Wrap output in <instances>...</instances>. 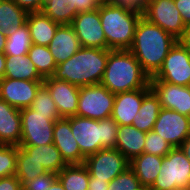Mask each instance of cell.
I'll return each mask as SVG.
<instances>
[{
  "label": "cell",
  "mask_w": 190,
  "mask_h": 190,
  "mask_svg": "<svg viewBox=\"0 0 190 190\" xmlns=\"http://www.w3.org/2000/svg\"><path fill=\"white\" fill-rule=\"evenodd\" d=\"M93 0H45L42 12L52 21L61 24H71L79 12L97 9Z\"/></svg>",
  "instance_id": "e0dca14e"
},
{
  "label": "cell",
  "mask_w": 190,
  "mask_h": 190,
  "mask_svg": "<svg viewBox=\"0 0 190 190\" xmlns=\"http://www.w3.org/2000/svg\"><path fill=\"white\" fill-rule=\"evenodd\" d=\"M109 182L101 180L96 177H90L88 183V190H107Z\"/></svg>",
  "instance_id": "b9f144b4"
},
{
  "label": "cell",
  "mask_w": 190,
  "mask_h": 190,
  "mask_svg": "<svg viewBox=\"0 0 190 190\" xmlns=\"http://www.w3.org/2000/svg\"><path fill=\"white\" fill-rule=\"evenodd\" d=\"M7 36L6 33L0 30V53H4V48L6 45Z\"/></svg>",
  "instance_id": "bcb514c9"
},
{
  "label": "cell",
  "mask_w": 190,
  "mask_h": 190,
  "mask_svg": "<svg viewBox=\"0 0 190 190\" xmlns=\"http://www.w3.org/2000/svg\"><path fill=\"white\" fill-rule=\"evenodd\" d=\"M56 179L57 174L47 171L34 179L28 180L22 187L23 190H49Z\"/></svg>",
  "instance_id": "8d00e7d4"
},
{
  "label": "cell",
  "mask_w": 190,
  "mask_h": 190,
  "mask_svg": "<svg viewBox=\"0 0 190 190\" xmlns=\"http://www.w3.org/2000/svg\"><path fill=\"white\" fill-rule=\"evenodd\" d=\"M3 78L44 81V78L39 74L28 55H6L5 73Z\"/></svg>",
  "instance_id": "d4e9b609"
},
{
  "label": "cell",
  "mask_w": 190,
  "mask_h": 190,
  "mask_svg": "<svg viewBox=\"0 0 190 190\" xmlns=\"http://www.w3.org/2000/svg\"><path fill=\"white\" fill-rule=\"evenodd\" d=\"M82 47L106 49L99 10L79 12L70 24Z\"/></svg>",
  "instance_id": "4fadbf2b"
},
{
  "label": "cell",
  "mask_w": 190,
  "mask_h": 190,
  "mask_svg": "<svg viewBox=\"0 0 190 190\" xmlns=\"http://www.w3.org/2000/svg\"><path fill=\"white\" fill-rule=\"evenodd\" d=\"M53 144L60 151L67 165L84 163L85 157L81 154L79 145L70 128V117L55 121Z\"/></svg>",
  "instance_id": "ac0fdd59"
},
{
  "label": "cell",
  "mask_w": 190,
  "mask_h": 190,
  "mask_svg": "<svg viewBox=\"0 0 190 190\" xmlns=\"http://www.w3.org/2000/svg\"><path fill=\"white\" fill-rule=\"evenodd\" d=\"M49 190H65L62 183L57 178L52 185L50 186Z\"/></svg>",
  "instance_id": "7dc6e473"
},
{
  "label": "cell",
  "mask_w": 190,
  "mask_h": 190,
  "mask_svg": "<svg viewBox=\"0 0 190 190\" xmlns=\"http://www.w3.org/2000/svg\"><path fill=\"white\" fill-rule=\"evenodd\" d=\"M176 42L177 39L174 36L141 16L129 51L151 78L159 71Z\"/></svg>",
  "instance_id": "6da1fadb"
},
{
  "label": "cell",
  "mask_w": 190,
  "mask_h": 190,
  "mask_svg": "<svg viewBox=\"0 0 190 190\" xmlns=\"http://www.w3.org/2000/svg\"><path fill=\"white\" fill-rule=\"evenodd\" d=\"M21 141L19 146H41L53 143L55 121L30 107L20 110Z\"/></svg>",
  "instance_id": "ba28073f"
},
{
  "label": "cell",
  "mask_w": 190,
  "mask_h": 190,
  "mask_svg": "<svg viewBox=\"0 0 190 190\" xmlns=\"http://www.w3.org/2000/svg\"><path fill=\"white\" fill-rule=\"evenodd\" d=\"M184 24L190 23V0H174Z\"/></svg>",
  "instance_id": "60d3db41"
},
{
  "label": "cell",
  "mask_w": 190,
  "mask_h": 190,
  "mask_svg": "<svg viewBox=\"0 0 190 190\" xmlns=\"http://www.w3.org/2000/svg\"><path fill=\"white\" fill-rule=\"evenodd\" d=\"M181 150L186 155L187 159L190 161V136H188L180 146Z\"/></svg>",
  "instance_id": "ee69618b"
},
{
  "label": "cell",
  "mask_w": 190,
  "mask_h": 190,
  "mask_svg": "<svg viewBox=\"0 0 190 190\" xmlns=\"http://www.w3.org/2000/svg\"><path fill=\"white\" fill-rule=\"evenodd\" d=\"M177 41L190 51V23L185 25L183 33Z\"/></svg>",
  "instance_id": "7bdbcfd3"
},
{
  "label": "cell",
  "mask_w": 190,
  "mask_h": 190,
  "mask_svg": "<svg viewBox=\"0 0 190 190\" xmlns=\"http://www.w3.org/2000/svg\"><path fill=\"white\" fill-rule=\"evenodd\" d=\"M150 80L190 86V51L177 41L170 49L159 71Z\"/></svg>",
  "instance_id": "9c48e42d"
},
{
  "label": "cell",
  "mask_w": 190,
  "mask_h": 190,
  "mask_svg": "<svg viewBox=\"0 0 190 190\" xmlns=\"http://www.w3.org/2000/svg\"><path fill=\"white\" fill-rule=\"evenodd\" d=\"M107 190H146L129 167L109 182Z\"/></svg>",
  "instance_id": "836d02e7"
},
{
  "label": "cell",
  "mask_w": 190,
  "mask_h": 190,
  "mask_svg": "<svg viewBox=\"0 0 190 190\" xmlns=\"http://www.w3.org/2000/svg\"><path fill=\"white\" fill-rule=\"evenodd\" d=\"M118 127L112 117L99 121L77 115L70 117L72 134L85 158L101 149L115 148Z\"/></svg>",
  "instance_id": "277c9868"
},
{
  "label": "cell",
  "mask_w": 190,
  "mask_h": 190,
  "mask_svg": "<svg viewBox=\"0 0 190 190\" xmlns=\"http://www.w3.org/2000/svg\"><path fill=\"white\" fill-rule=\"evenodd\" d=\"M20 8L27 12L41 11L45 0H13Z\"/></svg>",
  "instance_id": "ab89813d"
},
{
  "label": "cell",
  "mask_w": 190,
  "mask_h": 190,
  "mask_svg": "<svg viewBox=\"0 0 190 190\" xmlns=\"http://www.w3.org/2000/svg\"><path fill=\"white\" fill-rule=\"evenodd\" d=\"M57 178L65 190H88L90 174L84 164L66 165Z\"/></svg>",
  "instance_id": "f1b7e54d"
},
{
  "label": "cell",
  "mask_w": 190,
  "mask_h": 190,
  "mask_svg": "<svg viewBox=\"0 0 190 190\" xmlns=\"http://www.w3.org/2000/svg\"><path fill=\"white\" fill-rule=\"evenodd\" d=\"M173 190H190V187H185V188H176V189H173Z\"/></svg>",
  "instance_id": "681fc988"
},
{
  "label": "cell",
  "mask_w": 190,
  "mask_h": 190,
  "mask_svg": "<svg viewBox=\"0 0 190 190\" xmlns=\"http://www.w3.org/2000/svg\"><path fill=\"white\" fill-rule=\"evenodd\" d=\"M43 84L49 90L61 118L77 115L80 87L54 77L44 78Z\"/></svg>",
  "instance_id": "2e32d148"
},
{
  "label": "cell",
  "mask_w": 190,
  "mask_h": 190,
  "mask_svg": "<svg viewBox=\"0 0 190 190\" xmlns=\"http://www.w3.org/2000/svg\"><path fill=\"white\" fill-rule=\"evenodd\" d=\"M109 49L81 47L72 57L56 66L52 77L81 86L100 84Z\"/></svg>",
  "instance_id": "7a4b0ae2"
},
{
  "label": "cell",
  "mask_w": 190,
  "mask_h": 190,
  "mask_svg": "<svg viewBox=\"0 0 190 190\" xmlns=\"http://www.w3.org/2000/svg\"><path fill=\"white\" fill-rule=\"evenodd\" d=\"M32 158L43 165L48 172L59 173L67 165L60 151L51 143L41 146H20Z\"/></svg>",
  "instance_id": "484cf974"
},
{
  "label": "cell",
  "mask_w": 190,
  "mask_h": 190,
  "mask_svg": "<svg viewBox=\"0 0 190 190\" xmlns=\"http://www.w3.org/2000/svg\"><path fill=\"white\" fill-rule=\"evenodd\" d=\"M149 86L162 108L190 117V86H179L161 80H150Z\"/></svg>",
  "instance_id": "5bb4252c"
},
{
  "label": "cell",
  "mask_w": 190,
  "mask_h": 190,
  "mask_svg": "<svg viewBox=\"0 0 190 190\" xmlns=\"http://www.w3.org/2000/svg\"><path fill=\"white\" fill-rule=\"evenodd\" d=\"M28 56L43 78L52 77L54 75L57 64L55 63L48 46L32 44L28 51Z\"/></svg>",
  "instance_id": "4dcf8cb0"
},
{
  "label": "cell",
  "mask_w": 190,
  "mask_h": 190,
  "mask_svg": "<svg viewBox=\"0 0 190 190\" xmlns=\"http://www.w3.org/2000/svg\"><path fill=\"white\" fill-rule=\"evenodd\" d=\"M26 23L29 28L32 44L48 46L60 25L52 21L42 11L28 12Z\"/></svg>",
  "instance_id": "603a6c76"
},
{
  "label": "cell",
  "mask_w": 190,
  "mask_h": 190,
  "mask_svg": "<svg viewBox=\"0 0 190 190\" xmlns=\"http://www.w3.org/2000/svg\"><path fill=\"white\" fill-rule=\"evenodd\" d=\"M161 104L152 90L144 97L139 112L134 117L132 126L138 130L149 132L153 130V126L158 118L161 110Z\"/></svg>",
  "instance_id": "83f0119b"
},
{
  "label": "cell",
  "mask_w": 190,
  "mask_h": 190,
  "mask_svg": "<svg viewBox=\"0 0 190 190\" xmlns=\"http://www.w3.org/2000/svg\"><path fill=\"white\" fill-rule=\"evenodd\" d=\"M81 47L80 41L70 24L59 25L48 45L57 65L72 57Z\"/></svg>",
  "instance_id": "ffe728a7"
},
{
  "label": "cell",
  "mask_w": 190,
  "mask_h": 190,
  "mask_svg": "<svg viewBox=\"0 0 190 190\" xmlns=\"http://www.w3.org/2000/svg\"><path fill=\"white\" fill-rule=\"evenodd\" d=\"M98 10L106 37V49L129 50L141 15L112 3L98 6Z\"/></svg>",
  "instance_id": "5b68a950"
},
{
  "label": "cell",
  "mask_w": 190,
  "mask_h": 190,
  "mask_svg": "<svg viewBox=\"0 0 190 190\" xmlns=\"http://www.w3.org/2000/svg\"><path fill=\"white\" fill-rule=\"evenodd\" d=\"M146 132L132 125L118 127L115 149L120 151L129 161L144 151Z\"/></svg>",
  "instance_id": "7402d4cb"
},
{
  "label": "cell",
  "mask_w": 190,
  "mask_h": 190,
  "mask_svg": "<svg viewBox=\"0 0 190 190\" xmlns=\"http://www.w3.org/2000/svg\"><path fill=\"white\" fill-rule=\"evenodd\" d=\"M143 17L176 39L182 35L185 27L174 0H152L148 2Z\"/></svg>",
  "instance_id": "8fae6325"
},
{
  "label": "cell",
  "mask_w": 190,
  "mask_h": 190,
  "mask_svg": "<svg viewBox=\"0 0 190 190\" xmlns=\"http://www.w3.org/2000/svg\"><path fill=\"white\" fill-rule=\"evenodd\" d=\"M32 110L42 115H48V119L53 121L59 120L61 117L58 113L57 106L51 97L47 87L43 84L37 91L36 97L30 106Z\"/></svg>",
  "instance_id": "d6a6232c"
},
{
  "label": "cell",
  "mask_w": 190,
  "mask_h": 190,
  "mask_svg": "<svg viewBox=\"0 0 190 190\" xmlns=\"http://www.w3.org/2000/svg\"><path fill=\"white\" fill-rule=\"evenodd\" d=\"M150 77L129 50H110L100 82L111 93L118 94L140 88H150Z\"/></svg>",
  "instance_id": "3957f363"
},
{
  "label": "cell",
  "mask_w": 190,
  "mask_h": 190,
  "mask_svg": "<svg viewBox=\"0 0 190 190\" xmlns=\"http://www.w3.org/2000/svg\"><path fill=\"white\" fill-rule=\"evenodd\" d=\"M5 62H6V55L4 53H0V80H2L4 77Z\"/></svg>",
  "instance_id": "f6af8a7d"
},
{
  "label": "cell",
  "mask_w": 190,
  "mask_h": 190,
  "mask_svg": "<svg viewBox=\"0 0 190 190\" xmlns=\"http://www.w3.org/2000/svg\"><path fill=\"white\" fill-rule=\"evenodd\" d=\"M5 55L19 56L28 55L32 46L31 36L27 23L23 24L12 35H6Z\"/></svg>",
  "instance_id": "1f68e13d"
},
{
  "label": "cell",
  "mask_w": 190,
  "mask_h": 190,
  "mask_svg": "<svg viewBox=\"0 0 190 190\" xmlns=\"http://www.w3.org/2000/svg\"><path fill=\"white\" fill-rule=\"evenodd\" d=\"M46 169L41 163L32 158L20 146H18V154L16 159V176L20 180L22 186L31 179L46 173Z\"/></svg>",
  "instance_id": "f546056e"
},
{
  "label": "cell",
  "mask_w": 190,
  "mask_h": 190,
  "mask_svg": "<svg viewBox=\"0 0 190 190\" xmlns=\"http://www.w3.org/2000/svg\"><path fill=\"white\" fill-rule=\"evenodd\" d=\"M0 190H23L22 184L16 175L1 177Z\"/></svg>",
  "instance_id": "f35d334b"
},
{
  "label": "cell",
  "mask_w": 190,
  "mask_h": 190,
  "mask_svg": "<svg viewBox=\"0 0 190 190\" xmlns=\"http://www.w3.org/2000/svg\"><path fill=\"white\" fill-rule=\"evenodd\" d=\"M18 146L0 145V178L16 174Z\"/></svg>",
  "instance_id": "e575fe53"
},
{
  "label": "cell",
  "mask_w": 190,
  "mask_h": 190,
  "mask_svg": "<svg viewBox=\"0 0 190 190\" xmlns=\"http://www.w3.org/2000/svg\"><path fill=\"white\" fill-rule=\"evenodd\" d=\"M150 88H140L134 91L115 94L111 117L119 125H132L134 117L139 112L143 97Z\"/></svg>",
  "instance_id": "d6986e66"
},
{
  "label": "cell",
  "mask_w": 190,
  "mask_h": 190,
  "mask_svg": "<svg viewBox=\"0 0 190 190\" xmlns=\"http://www.w3.org/2000/svg\"><path fill=\"white\" fill-rule=\"evenodd\" d=\"M173 147L164 138L153 130L146 132V140L143 153L156 156H166Z\"/></svg>",
  "instance_id": "d590c367"
},
{
  "label": "cell",
  "mask_w": 190,
  "mask_h": 190,
  "mask_svg": "<svg viewBox=\"0 0 190 190\" xmlns=\"http://www.w3.org/2000/svg\"><path fill=\"white\" fill-rule=\"evenodd\" d=\"M190 187V161L180 147L163 157V164L155 182L148 190H173Z\"/></svg>",
  "instance_id": "8992f818"
},
{
  "label": "cell",
  "mask_w": 190,
  "mask_h": 190,
  "mask_svg": "<svg viewBox=\"0 0 190 190\" xmlns=\"http://www.w3.org/2000/svg\"><path fill=\"white\" fill-rule=\"evenodd\" d=\"M153 131L170 143L173 148L180 147L182 142L190 136V117L174 110L161 108Z\"/></svg>",
  "instance_id": "7c38bea8"
},
{
  "label": "cell",
  "mask_w": 190,
  "mask_h": 190,
  "mask_svg": "<svg viewBox=\"0 0 190 190\" xmlns=\"http://www.w3.org/2000/svg\"><path fill=\"white\" fill-rule=\"evenodd\" d=\"M28 12L13 0H0V30L12 35L26 23Z\"/></svg>",
  "instance_id": "4316f807"
},
{
  "label": "cell",
  "mask_w": 190,
  "mask_h": 190,
  "mask_svg": "<svg viewBox=\"0 0 190 190\" xmlns=\"http://www.w3.org/2000/svg\"><path fill=\"white\" fill-rule=\"evenodd\" d=\"M90 177L110 182L130 166V161L117 149H101L85 158L83 163Z\"/></svg>",
  "instance_id": "30bf717a"
},
{
  "label": "cell",
  "mask_w": 190,
  "mask_h": 190,
  "mask_svg": "<svg viewBox=\"0 0 190 190\" xmlns=\"http://www.w3.org/2000/svg\"><path fill=\"white\" fill-rule=\"evenodd\" d=\"M163 164V157L142 153L130 160V168L135 172L141 185L148 190L155 182Z\"/></svg>",
  "instance_id": "cb8c5ba5"
},
{
  "label": "cell",
  "mask_w": 190,
  "mask_h": 190,
  "mask_svg": "<svg viewBox=\"0 0 190 190\" xmlns=\"http://www.w3.org/2000/svg\"><path fill=\"white\" fill-rule=\"evenodd\" d=\"M20 141V110L0 98V145L19 146Z\"/></svg>",
  "instance_id": "44dd1931"
},
{
  "label": "cell",
  "mask_w": 190,
  "mask_h": 190,
  "mask_svg": "<svg viewBox=\"0 0 190 190\" xmlns=\"http://www.w3.org/2000/svg\"><path fill=\"white\" fill-rule=\"evenodd\" d=\"M42 85L43 81L3 78L0 80V98L16 109L28 108Z\"/></svg>",
  "instance_id": "9a60e30c"
},
{
  "label": "cell",
  "mask_w": 190,
  "mask_h": 190,
  "mask_svg": "<svg viewBox=\"0 0 190 190\" xmlns=\"http://www.w3.org/2000/svg\"><path fill=\"white\" fill-rule=\"evenodd\" d=\"M97 6L108 5L111 3V0H93Z\"/></svg>",
  "instance_id": "c3c4849f"
},
{
  "label": "cell",
  "mask_w": 190,
  "mask_h": 190,
  "mask_svg": "<svg viewBox=\"0 0 190 190\" xmlns=\"http://www.w3.org/2000/svg\"><path fill=\"white\" fill-rule=\"evenodd\" d=\"M111 3L141 16H144L147 8L145 0H111Z\"/></svg>",
  "instance_id": "74e56055"
},
{
  "label": "cell",
  "mask_w": 190,
  "mask_h": 190,
  "mask_svg": "<svg viewBox=\"0 0 190 190\" xmlns=\"http://www.w3.org/2000/svg\"><path fill=\"white\" fill-rule=\"evenodd\" d=\"M115 94L101 84L81 86L77 116L102 120L111 117Z\"/></svg>",
  "instance_id": "52a82bcc"
}]
</instances>
